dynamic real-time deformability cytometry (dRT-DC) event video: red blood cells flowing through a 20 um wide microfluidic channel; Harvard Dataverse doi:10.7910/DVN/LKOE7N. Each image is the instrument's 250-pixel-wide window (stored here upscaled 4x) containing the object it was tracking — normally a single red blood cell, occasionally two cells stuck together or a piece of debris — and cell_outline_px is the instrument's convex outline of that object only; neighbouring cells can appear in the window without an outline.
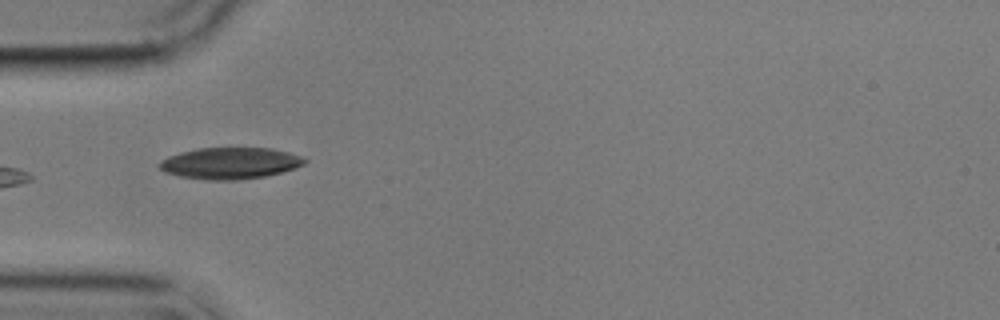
{"species": "common noctule bat (a hibernating species)", "species_latin": "Nyctalus noctula", "temperature_condition": "cold", "stored_images_in_passage": 8, "camera_frame_rate_fps": 3000, "um_per_image_px": 0.085, "animal": {"sex": "male", "body_mass_g": 17.9}, "frame": {"image": 1, "passage_image": 5, "time_ms": 5.333, "image_size_px": [1000, 320], "cell_outline_px": [[308, 160], [304, 164], [296, 168], [264, 176], [236, 180], [204, 180], [180, 176], [164, 172], [156, 164], [168, 156], [180, 152], [196, 148], [272, 148], [304, 156]], "centroid_in_image_um": [19.55, 13.87], "position_along_channel_um": 65.4, "area_um2": 26.82}}
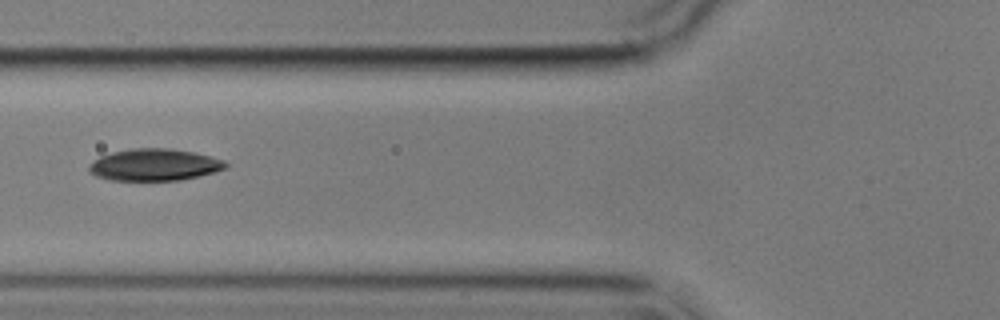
{"frame": {"image": 2, "passage_image": 6, "time_ms": 6.667, "image_size_px": [1000, 320], "cell_outline_px": [[228, 164], [224, 168], [216, 172], [200, 176], [180, 180], [108, 180], [96, 176], [88, 172], [88, 168], [92, 160], [100, 156], [112, 152], [132, 148], [168, 148], [192, 152], [224, 160]], "centroid_in_image_um": [13.08, 14.01], "position_along_channel_um": 112.7, "area_um2": 25.43}}